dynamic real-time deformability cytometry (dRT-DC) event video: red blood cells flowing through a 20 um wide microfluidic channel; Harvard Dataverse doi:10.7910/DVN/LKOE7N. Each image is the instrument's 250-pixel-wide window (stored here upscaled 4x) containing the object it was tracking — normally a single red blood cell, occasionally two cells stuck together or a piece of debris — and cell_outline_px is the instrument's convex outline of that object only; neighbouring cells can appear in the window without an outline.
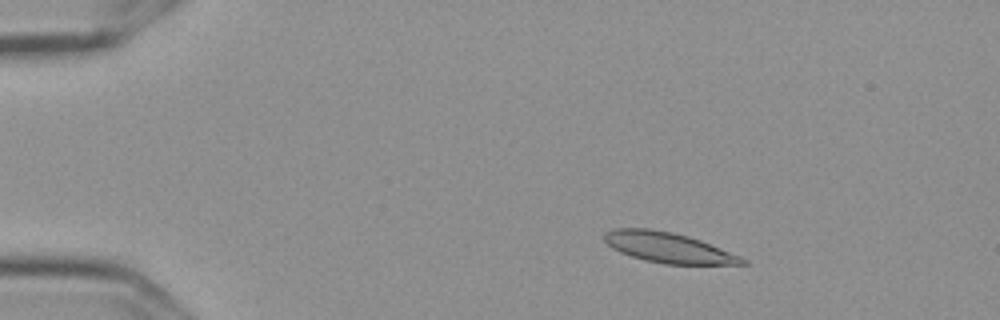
{"species": "Egyptian fruit bat (a non-hibernating species)", "species_latin": "Rousettus aegyptiacus", "temperature_condition": "cold", "stored_images_in_passage": 53, "camera_frame_rate_fps": 3000, "um_per_image_px": 0.085, "frame": {"image": 1, "passage_image": 6, "time_ms": 1.667, "image_size_px": [1000, 320], "cell_outline_px": [[748, 264], [664, 264], [644, 260], [620, 252], [612, 248], [604, 240], [604, 232], [616, 228], [648, 228], [672, 232], [688, 236], [700, 240], [740, 256], [748, 260]], "centroid_in_image_um": [56.78, 21.04], "position_along_channel_um": 28.2, "area_um2": 24.22}}
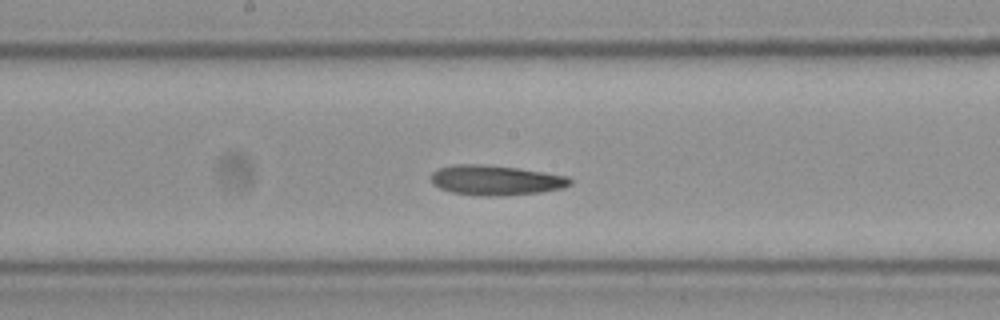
{"frame": {"image": 2, "passage_image": 27, "time_ms": 8.667, "image_size_px": [1000, 320], "cell_outline_px": [[572, 184], [564, 188], [540, 192], [500, 196], [480, 196], [452, 192], [440, 188], [432, 184], [432, 172], [440, 168], [456, 164], [480, 164], [516, 168], [544, 172], [568, 176], [572, 180]], "centroid_in_image_um": [42.16, 15.32], "position_along_channel_um": 206.0, "area_um2": 24.22}}
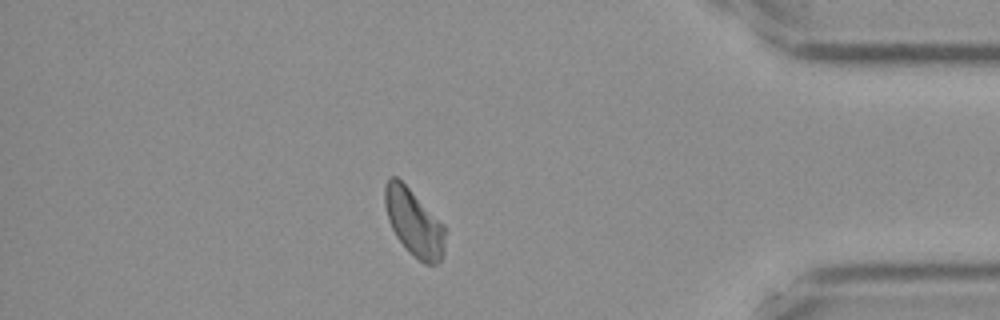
{"frame": {"image": 3, "passage_image": 46, "time_ms": 15.0, "image_size_px": [1000, 320], "cell_outline_px": [[444, 252], [440, 260], [436, 264], [424, 264], [396, 236], [388, 220], [384, 204], [384, 188], [388, 180], [392, 176], [396, 176], [444, 224]], "centroid_in_image_um": [35.18, 18.9], "position_along_channel_um": 400.0, "area_um2": 22.83}, "authors_computed_cell_mechanics": {"area_um2": 24.0448, "velocity_mm_per_s": 3.5736, "shape_relaxation_time_tau1_ms": null, "shape_relaxation_time_tau2_ms": 5.9922, "deformation_change_tau1": null, "deformation_change_tau2": 0.1268}}